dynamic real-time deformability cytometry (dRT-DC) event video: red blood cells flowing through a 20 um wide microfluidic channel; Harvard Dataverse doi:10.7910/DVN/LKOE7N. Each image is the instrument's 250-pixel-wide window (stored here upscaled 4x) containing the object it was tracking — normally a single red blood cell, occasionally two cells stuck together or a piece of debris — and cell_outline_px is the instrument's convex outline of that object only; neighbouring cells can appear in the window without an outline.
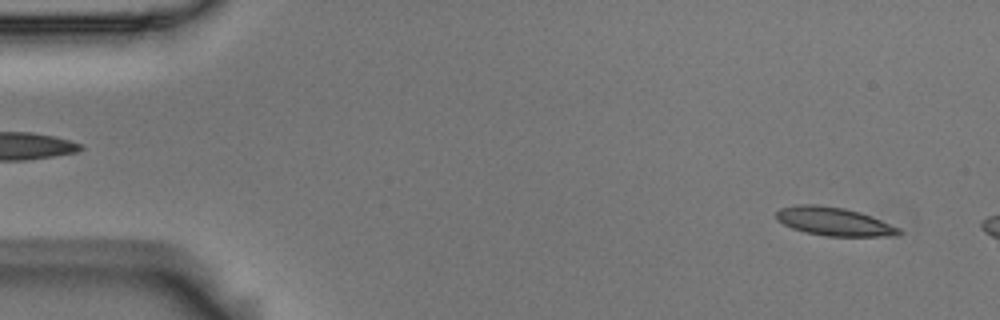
{"species": "Egyptian fruit bat (a non-hibernating species)", "species_latin": "Rousettus aegyptiacus", "temperature_condition": "room temperature", "stored_images_in_passage": 5, "camera_frame_rate_fps": 3000, "um_per_image_px": 0.085, "animal": {"sex": "male"}, "frame": {"image": 1, "passage_image": 5, "time_ms": 1.333, "image_size_px": [1000, 320], "cell_outline_px": [[904, 232], [900, 236], [824, 236], [804, 232], [792, 228], [776, 220], [776, 212], [780, 208], [796, 204], [816, 204], [844, 208], [860, 212], [872, 216], [900, 228]], "centroid_in_image_um": [70.9, 18.83], "position_along_channel_um": 14.1, "area_um2": 20.58}}